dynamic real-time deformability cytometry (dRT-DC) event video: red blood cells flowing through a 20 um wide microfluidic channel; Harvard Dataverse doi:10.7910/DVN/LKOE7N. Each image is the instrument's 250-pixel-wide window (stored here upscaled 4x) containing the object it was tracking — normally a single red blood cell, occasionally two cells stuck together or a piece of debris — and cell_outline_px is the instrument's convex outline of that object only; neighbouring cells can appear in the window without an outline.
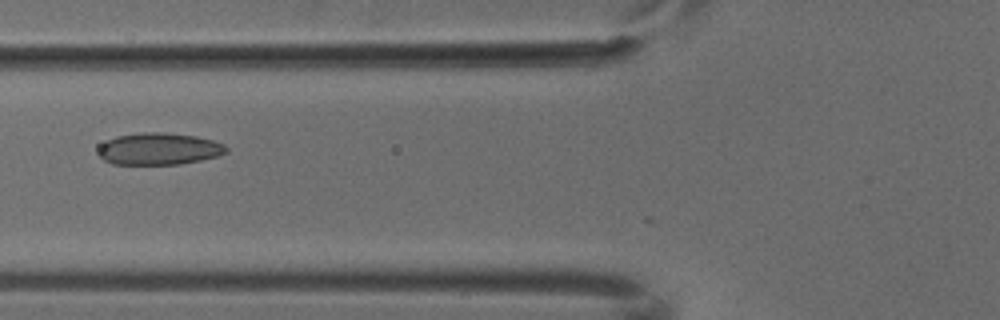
{"species": "common noctule bat (a hibernating species)", "species_latin": "Nyctalus noctula", "temperature_condition": "cold", "stored_images_in_passage": 6, "camera_frame_rate_fps": 3000, "um_per_image_px": 0.085, "animal": {"sex": "male", "body_mass_g": 18.8}, "frame": {"image": 1, "passage_image": 6, "time_ms": 1.667, "image_size_px": [1000, 320], "cell_outline_px": [[228, 152], [216, 156], [200, 160], [180, 164], [112, 164], [104, 160], [100, 156], [100, 144], [116, 136], [144, 132], [164, 132], [196, 136], [212, 140], [224, 144], [228, 148]], "centroid_in_image_um": [13.53, 12.65], "position_along_channel_um": 112.3, "area_um2": 23.7}}